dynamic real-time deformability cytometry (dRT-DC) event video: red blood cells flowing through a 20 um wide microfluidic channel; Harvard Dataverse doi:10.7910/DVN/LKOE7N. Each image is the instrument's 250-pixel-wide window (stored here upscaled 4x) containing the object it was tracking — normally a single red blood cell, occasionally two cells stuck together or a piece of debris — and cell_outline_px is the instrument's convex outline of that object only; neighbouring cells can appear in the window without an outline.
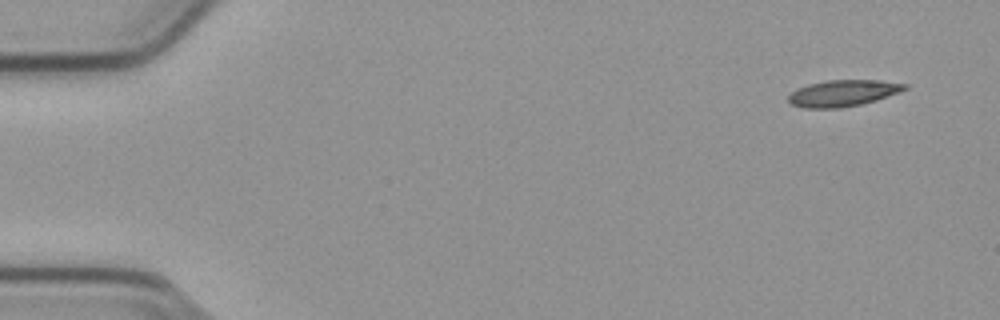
{"species": "common noctule bat (a hibernating species)", "species_latin": "Nyctalus noctula", "temperature_condition": "cold", "stored_images_in_passage": 15, "camera_frame_rate_fps": 3000, "um_per_image_px": 0.085, "animal": {"sex": "male", "body_mass_g": 23.1, "forearm_length_mm": 52.7}, "frame": {"image": 1, "passage_image": 1, "time_ms": 0.0, "image_size_px": [1000, 320], "cell_outline_px": [[908, 88], [900, 92], [876, 100], [860, 104], [840, 108], [804, 108], [792, 104], [788, 100], [788, 96], [796, 88], [808, 84], [828, 80], [880, 80], [908, 84]], "centroid_in_image_um": [71.66, 7.91], "position_along_channel_um": 13.3, "area_um2": 17.92}}
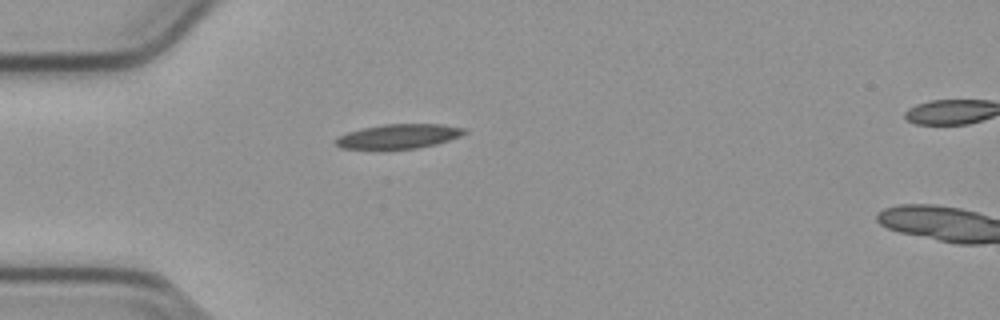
{"frame": {"image": 2, "passage_image": 13, "time_ms": 4.0, "image_size_px": [1000, 320], "cell_outline_px": [[468, 132], [460, 136], [436, 144], [416, 148], [340, 148], [332, 140], [336, 136], [360, 128], [384, 124], [440, 124], [464, 128]], "centroid_in_image_um": [33.85, 11.57], "position_along_channel_um": 51.2, "area_um2": 18.21}}